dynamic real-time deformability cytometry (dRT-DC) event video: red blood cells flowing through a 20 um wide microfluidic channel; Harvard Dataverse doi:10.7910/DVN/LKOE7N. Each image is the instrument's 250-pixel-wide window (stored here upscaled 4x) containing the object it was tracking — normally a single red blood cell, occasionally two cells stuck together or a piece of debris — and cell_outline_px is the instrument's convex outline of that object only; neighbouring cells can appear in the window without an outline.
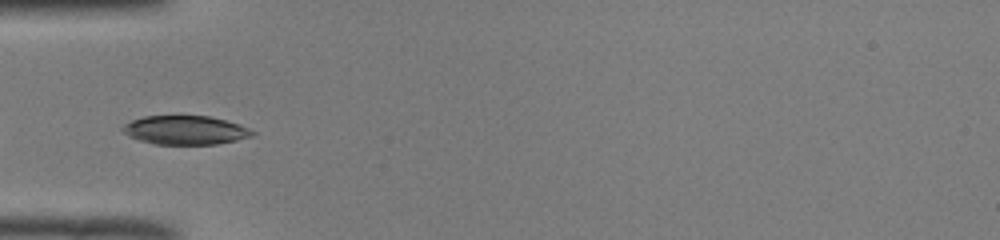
{"species": "common noctule bat (a hibernating species)", "species_latin": "Nyctalus noctula", "temperature_condition": "room temperature", "stored_images_in_passage": 23, "camera_frame_rate_fps": 3000, "um_per_image_px": 0.085, "animal": {"sex": "male", "body_mass_g": 19.0, "forearm_length_mm": 50.8}, "frame": {"image": 1, "passage_image": 16, "time_ms": 5.0, "image_size_px": [1000, 240], "cell_outline_px": [[256, 132], [252, 136], [236, 140], [216, 144], [152, 144], [128, 136], [120, 128], [124, 124], [132, 120], [144, 116], [208, 116], [240, 124]], "centroid_in_image_um": [15.73, 11.06], "position_along_channel_um": 69.3, "area_um2": 21.73}}
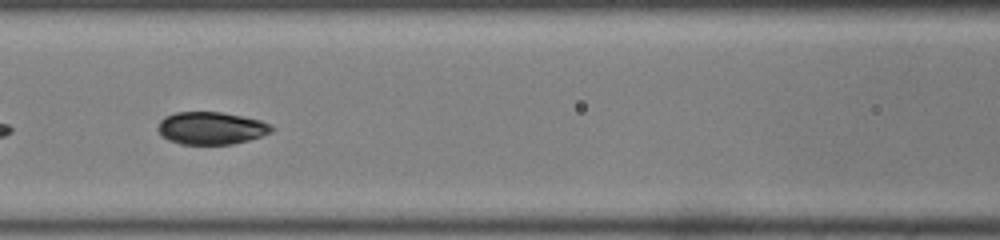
{"frame": {"image": 2, "passage_image": 22, "time_ms": 7.0, "image_size_px": [1000, 240], "cell_outline_px": [[276, 128], [272, 132], [248, 140], [232, 144], [180, 144], [168, 140], [160, 136], [156, 128], [160, 120], [164, 116], [176, 112], [220, 112], [260, 120], [272, 124]], "centroid_in_image_um": [17.92, 10.89], "position_along_channel_um": 148.7, "area_um2": 21.73}}